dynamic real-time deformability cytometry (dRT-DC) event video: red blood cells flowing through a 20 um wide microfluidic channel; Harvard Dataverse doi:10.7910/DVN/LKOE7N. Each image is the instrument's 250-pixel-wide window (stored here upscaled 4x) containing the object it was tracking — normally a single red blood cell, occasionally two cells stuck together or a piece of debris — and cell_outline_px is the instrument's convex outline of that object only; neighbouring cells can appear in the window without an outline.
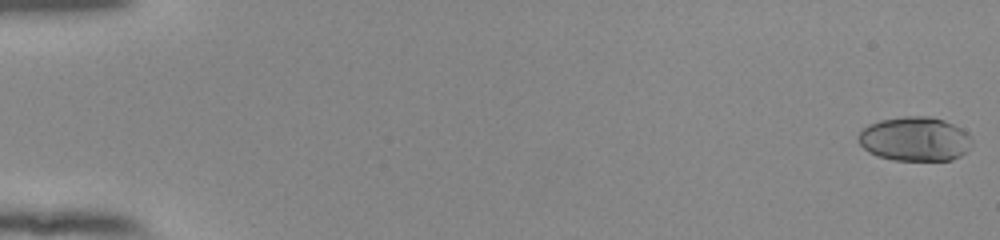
{"species": "human", "species_latin": "Homo sapiens", "temperature_condition": "room temperature", "stored_images_in_passage": 55, "camera_frame_rate_fps": 3000, "um_per_image_px": 0.085, "donor": {"sex": "female"}, "frame": {"image": 1, "passage_image": 1, "time_ms": 0.0, "image_size_px": [1000, 240], "cell_outline_px": [[972, 144], [960, 156], [952, 160], [896, 160], [876, 156], [868, 152], [860, 144], [856, 136], [868, 124], [880, 120], [904, 116], [928, 116], [944, 120], [968, 132], [972, 136]], "centroid_in_image_um": [77.76, 11.81], "position_along_channel_um": 7.2, "area_um2": 29.42}}
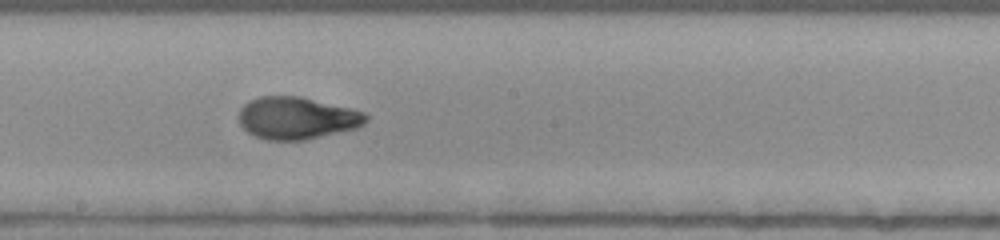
{"frame": {"image": 2, "passage_image": 32, "time_ms": 10.333, "image_size_px": [1000, 240], "cell_outline_px": [[368, 120], [364, 124], [356, 128], [304, 140], [268, 140], [256, 136], [248, 132], [240, 124], [240, 108], [248, 100], [260, 96], [300, 96], [364, 112], [368, 116]], "centroid_in_image_um": [25.22, 10.03], "position_along_channel_um": 223.0, "area_um2": 31.04}}
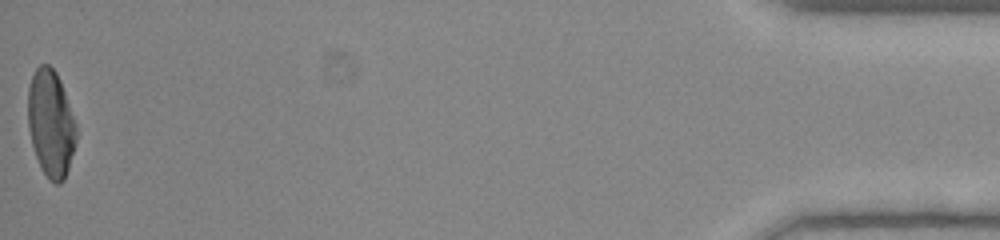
{"frame": {"image": 3, "passage_image": 55, "time_ms": 18.0, "image_size_px": [1000, 240], "cell_outline_px": [[76, 140], [68, 168], [64, 180], [60, 184], [56, 184], [48, 180], [40, 168], [32, 144], [28, 128], [28, 88], [32, 76], [36, 68], [40, 64], [48, 64], [56, 72], [60, 80], [76, 124]], "centroid_in_image_um": [4.3, 10.51], "position_along_channel_um": 430.9, "area_um2": 30.06}, "authors_computed_cell_mechanics": {"area_um2": 30.4606, "velocity_mm_per_s": 3.8804, "shape_relaxation_time_tau1_ms": 4.6393, "shape_relaxation_time_tau2_ms": 0.9351, "deformation_change_tau1": 0.2112, "deformation_change_tau2": 0.0565}}